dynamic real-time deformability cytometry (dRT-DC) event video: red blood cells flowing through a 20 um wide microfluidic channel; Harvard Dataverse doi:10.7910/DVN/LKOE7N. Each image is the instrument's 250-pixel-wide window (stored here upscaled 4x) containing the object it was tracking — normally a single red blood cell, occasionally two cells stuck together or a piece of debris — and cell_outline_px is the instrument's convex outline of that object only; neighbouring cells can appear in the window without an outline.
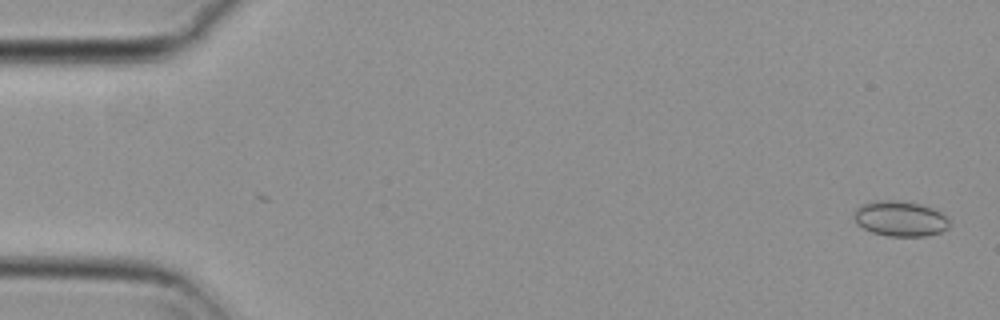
{"species": "common noctule bat (a hibernating species)", "species_latin": "Nyctalus noctula", "temperature_condition": "cold", "stored_images_in_passage": 55, "camera_frame_rate_fps": 3000, "um_per_image_px": 0.085, "animal": {"sex": "female", "body_mass_g": 29.2, "forearm_length_mm": 56.3}, "frame": {"image": 1, "passage_image": 1, "time_ms": 0.0, "image_size_px": [1000, 320], "cell_outline_px": [[948, 228], [940, 232], [924, 236], [888, 236], [872, 232], [856, 224], [852, 216], [852, 212], [856, 208], [872, 200], [896, 200], [920, 204], [932, 208], [940, 212], [948, 220]], "centroid_in_image_um": [76.45, 18.58], "position_along_channel_um": 8.5, "area_um2": 19.65}}
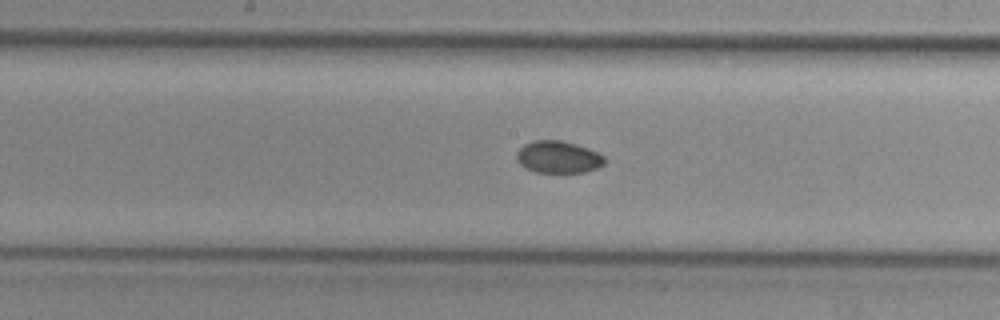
{"frame": {"image": 2, "passage_image": 28, "time_ms": 9.0, "image_size_px": [1000, 320], "cell_outline_px": [[608, 160], [604, 164], [596, 168], [584, 172], [536, 172], [520, 164], [516, 160], [516, 152], [524, 144], [536, 140], [560, 140], [576, 144], [588, 148], [604, 156]], "centroid_in_image_um": [47.46, 13.34], "position_along_channel_um": 200.7, "area_um2": 16.42}}
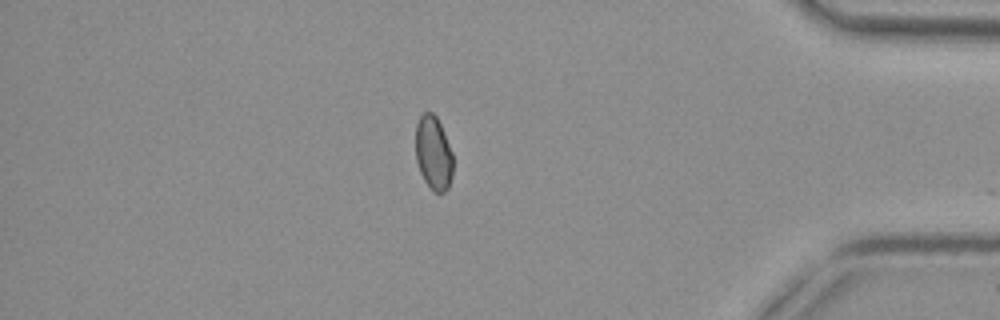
{"frame": {"image": 3, "passage_image": 47, "time_ms": 15.333, "image_size_px": [1000, 320], "cell_outline_px": [[452, 176], [448, 188], [444, 192], [432, 192], [424, 180], [420, 172], [416, 160], [416, 124], [420, 116], [424, 112], [432, 112], [436, 116], [444, 132], [452, 152]], "centroid_in_image_um": [36.83, 13.02], "position_along_channel_um": 398.4, "area_um2": 16.13}, "authors_computed_cell_mechanics": {"area_um2": 16.9354, "velocity_mm_per_s": 3.7172, "shape_relaxation_time_tau1_ms": null, "shape_relaxation_time_tau2_ms": 7.1953, "deformation_change_tau1": null, "deformation_change_tau2": 0.0543}}